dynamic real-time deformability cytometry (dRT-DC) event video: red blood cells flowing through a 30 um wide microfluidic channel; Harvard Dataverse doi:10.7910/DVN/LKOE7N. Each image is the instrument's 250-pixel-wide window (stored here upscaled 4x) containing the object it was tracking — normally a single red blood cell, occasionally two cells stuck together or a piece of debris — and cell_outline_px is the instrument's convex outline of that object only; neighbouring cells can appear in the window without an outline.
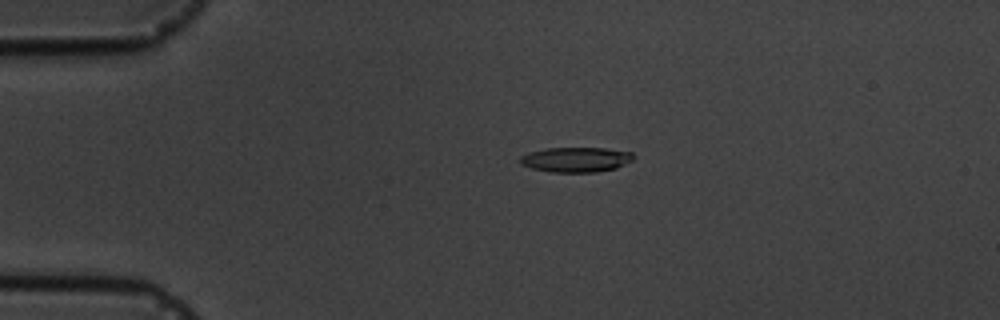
{"species": "common noctule bat (a hibernating species)", "species_latin": "Nyctalus noctula", "temperature_condition": "cold", "stored_images_in_passage": 5, "camera_frame_rate_fps": 3000, "um_per_image_px": 0.085, "animal": {"sex": "male", "body_mass_g": 19.5, "forearm_length_mm": 54.6}, "frame": {"image": 1, "passage_image": 4, "time_ms": 3.333, "image_size_px": [1000, 320], "cell_outline_px": [[636, 156], [632, 160], [616, 168], [596, 172], [552, 172], [532, 168], [520, 164], [520, 156], [528, 152], [548, 148], [604, 148], [632, 152]], "centroid_in_image_um": [48.96, 13.56], "position_along_channel_um": 36.0, "area_um2": 16.47}}